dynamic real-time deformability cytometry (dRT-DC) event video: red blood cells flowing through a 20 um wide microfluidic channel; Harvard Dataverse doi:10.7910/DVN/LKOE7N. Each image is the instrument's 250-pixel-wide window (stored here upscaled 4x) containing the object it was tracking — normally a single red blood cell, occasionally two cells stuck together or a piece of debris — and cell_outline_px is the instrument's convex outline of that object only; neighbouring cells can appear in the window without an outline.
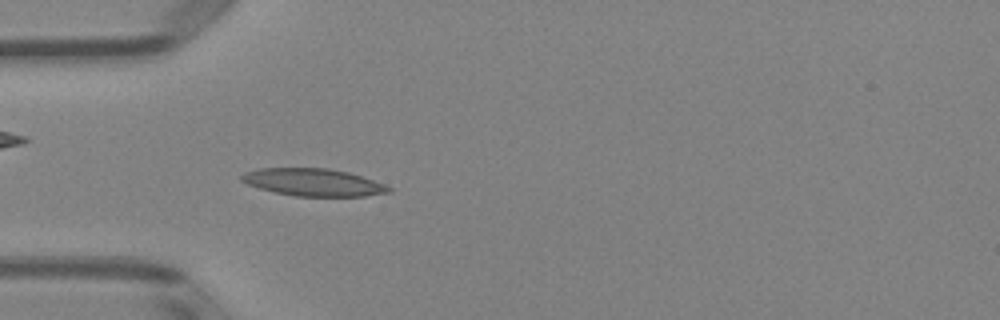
{"species": "Egyptian fruit bat (a non-hibernating species)", "species_latin": "Rousettus aegyptiacus", "temperature_condition": "room temperature", "stored_images_in_passage": 47, "camera_frame_rate_fps": 3000, "um_per_image_px": 0.085, "animal": {"sex": "female"}, "frame": {"image": 1, "passage_image": 12, "time_ms": 3.667, "image_size_px": [1000, 320], "cell_outline_px": [[392, 192], [364, 196], [296, 196], [276, 192], [260, 188], [248, 184], [240, 180], [240, 176], [244, 172], [260, 168], [328, 168], [348, 172], [384, 184], [392, 188]], "centroid_in_image_um": [26.63, 15.49], "position_along_channel_um": 58.4, "area_um2": 23.35}}
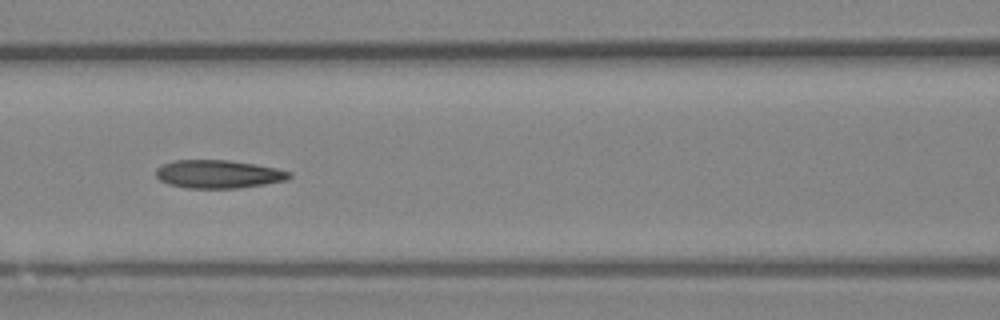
{"frame": {"image": 2, "passage_image": 19, "time_ms": 6.0, "image_size_px": [1000, 320], "cell_outline_px": [[292, 176], [288, 180], [240, 188], [188, 188], [168, 184], [160, 180], [156, 176], [156, 168], [160, 164], [176, 160], [228, 160], [256, 164], [276, 168], [292, 172]], "centroid_in_image_um": [18.57, 14.8], "position_along_channel_um": 148.0, "area_um2": 22.08}}
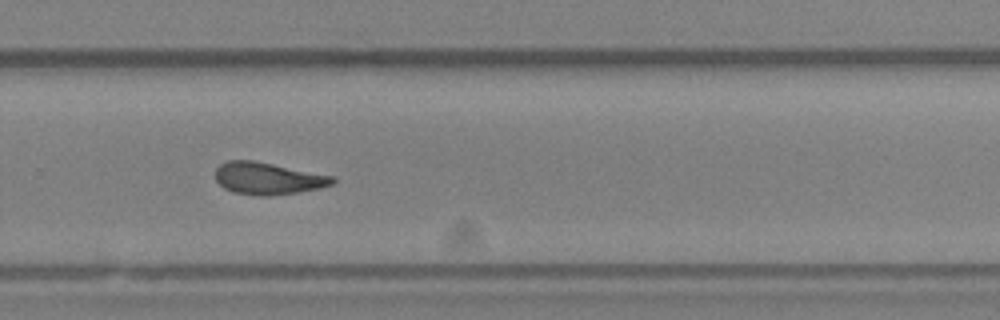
{"frame": {"image": 3, "passage_image": 31, "time_ms": 10.0, "image_size_px": [1000, 320], "cell_outline_px": [[336, 180], [332, 184], [320, 188], [296, 192], [264, 196], [260, 196], [236, 192], [224, 188], [216, 180], [216, 168], [220, 164], [228, 160], [252, 160], [336, 176]], "centroid_in_image_um": [22.79, 15.15], "position_along_channel_um": 307.0, "area_um2": 21.73}, "authors_computed_cell_mechanics": {"area_um2": 21.9062, "velocity_mm_per_s": 3.9896, "shape_relaxation_time_tau1_ms": 10.4181, "shape_relaxation_time_tau2_ms": 2.9898, "deformation_change_tau1": 0.2347, "deformation_change_tau2": 0.1119}}